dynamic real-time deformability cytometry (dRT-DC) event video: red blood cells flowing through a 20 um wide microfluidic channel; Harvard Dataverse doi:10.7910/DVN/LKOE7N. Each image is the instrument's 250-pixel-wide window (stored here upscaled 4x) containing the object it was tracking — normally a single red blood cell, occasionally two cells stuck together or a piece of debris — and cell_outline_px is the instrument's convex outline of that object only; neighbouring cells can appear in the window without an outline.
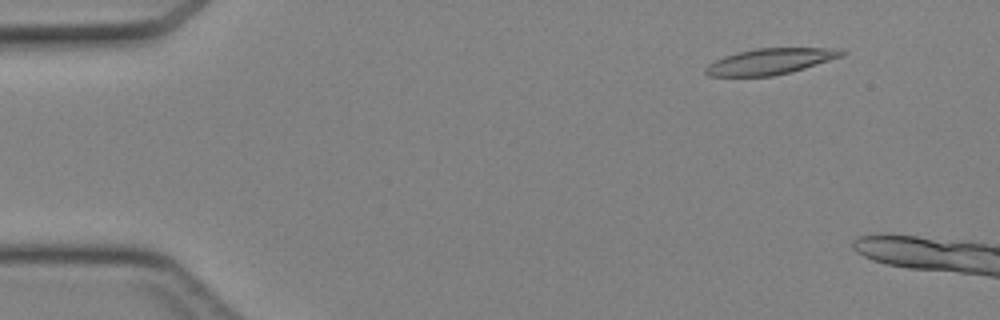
{"species": "Egyptian fruit bat (a non-hibernating species)", "species_latin": "Rousettus aegyptiacus", "temperature_condition": "cold", "stored_images_in_passage": 8, "camera_frame_rate_fps": 3000, "um_per_image_px": 0.085, "animal": {"sex": "female"}, "frame": {"image": 1, "passage_image": 5, "time_ms": 1.333, "image_size_px": [1000, 320], "cell_outline_px": [[848, 52], [840, 56], [792, 72], [772, 76], [708, 76], [704, 72], [704, 68], [708, 64], [724, 56], [756, 48], [840, 48]], "centroid_in_image_um": [65.45, 5.22], "position_along_channel_um": 19.6, "area_um2": 20.4}}